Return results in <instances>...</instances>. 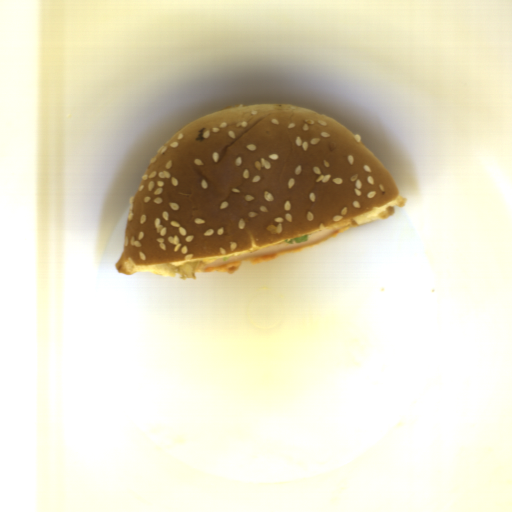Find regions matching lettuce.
Here are the masks:
<instances>
[{"instance_id": "obj_1", "label": "lettuce", "mask_w": 512, "mask_h": 512, "mask_svg": "<svg viewBox=\"0 0 512 512\" xmlns=\"http://www.w3.org/2000/svg\"><path fill=\"white\" fill-rule=\"evenodd\" d=\"M201 265V260H194L190 262H185L178 267L175 268V272L178 273L181 280L192 279L195 280L197 277L196 269Z\"/></svg>"}, {"instance_id": "obj_3", "label": "lettuce", "mask_w": 512, "mask_h": 512, "mask_svg": "<svg viewBox=\"0 0 512 512\" xmlns=\"http://www.w3.org/2000/svg\"><path fill=\"white\" fill-rule=\"evenodd\" d=\"M229 258H230V255H229V256H227V257H222V259H223V261H224V262H227V260H228Z\"/></svg>"}, {"instance_id": "obj_2", "label": "lettuce", "mask_w": 512, "mask_h": 512, "mask_svg": "<svg viewBox=\"0 0 512 512\" xmlns=\"http://www.w3.org/2000/svg\"><path fill=\"white\" fill-rule=\"evenodd\" d=\"M310 239V235L307 234V235H303V236H300V237H296V238H292V239H288V240H284L286 244H289V245H294L296 243H305V242H308Z\"/></svg>"}]
</instances>
